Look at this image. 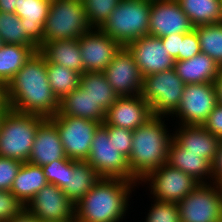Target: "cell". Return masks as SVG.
<instances>
[{"label":"cell","mask_w":222,"mask_h":222,"mask_svg":"<svg viewBox=\"0 0 222 222\" xmlns=\"http://www.w3.org/2000/svg\"><path fill=\"white\" fill-rule=\"evenodd\" d=\"M10 109L50 118L59 110V99L51 90L47 61L39 52L24 64L6 86Z\"/></svg>","instance_id":"cell-1"},{"label":"cell","mask_w":222,"mask_h":222,"mask_svg":"<svg viewBox=\"0 0 222 222\" xmlns=\"http://www.w3.org/2000/svg\"><path fill=\"white\" fill-rule=\"evenodd\" d=\"M135 184L130 180L101 178L74 205L75 222H122Z\"/></svg>","instance_id":"cell-2"},{"label":"cell","mask_w":222,"mask_h":222,"mask_svg":"<svg viewBox=\"0 0 222 222\" xmlns=\"http://www.w3.org/2000/svg\"><path fill=\"white\" fill-rule=\"evenodd\" d=\"M153 116L133 131L132 148L128 160L130 172L141 181L150 171L167 163L173 133H169L164 119Z\"/></svg>","instance_id":"cell-3"},{"label":"cell","mask_w":222,"mask_h":222,"mask_svg":"<svg viewBox=\"0 0 222 222\" xmlns=\"http://www.w3.org/2000/svg\"><path fill=\"white\" fill-rule=\"evenodd\" d=\"M151 0H120L99 28L121 46L149 35Z\"/></svg>","instance_id":"cell-4"},{"label":"cell","mask_w":222,"mask_h":222,"mask_svg":"<svg viewBox=\"0 0 222 222\" xmlns=\"http://www.w3.org/2000/svg\"><path fill=\"white\" fill-rule=\"evenodd\" d=\"M45 119L35 114L8 109L0 127V157L27 162L39 124Z\"/></svg>","instance_id":"cell-5"},{"label":"cell","mask_w":222,"mask_h":222,"mask_svg":"<svg viewBox=\"0 0 222 222\" xmlns=\"http://www.w3.org/2000/svg\"><path fill=\"white\" fill-rule=\"evenodd\" d=\"M91 29L82 0H53L44 25L43 44L78 39Z\"/></svg>","instance_id":"cell-6"},{"label":"cell","mask_w":222,"mask_h":222,"mask_svg":"<svg viewBox=\"0 0 222 222\" xmlns=\"http://www.w3.org/2000/svg\"><path fill=\"white\" fill-rule=\"evenodd\" d=\"M185 85L172 68L145 76L141 95L154 116L168 118L178 108Z\"/></svg>","instance_id":"cell-7"},{"label":"cell","mask_w":222,"mask_h":222,"mask_svg":"<svg viewBox=\"0 0 222 222\" xmlns=\"http://www.w3.org/2000/svg\"><path fill=\"white\" fill-rule=\"evenodd\" d=\"M101 178L123 179L139 184L130 172L127 158L119 152L109 138L108 130L101 124L94 133L90 153L86 160Z\"/></svg>","instance_id":"cell-8"},{"label":"cell","mask_w":222,"mask_h":222,"mask_svg":"<svg viewBox=\"0 0 222 222\" xmlns=\"http://www.w3.org/2000/svg\"><path fill=\"white\" fill-rule=\"evenodd\" d=\"M180 222H219L222 214V187L199 183L178 203Z\"/></svg>","instance_id":"cell-9"},{"label":"cell","mask_w":222,"mask_h":222,"mask_svg":"<svg viewBox=\"0 0 222 222\" xmlns=\"http://www.w3.org/2000/svg\"><path fill=\"white\" fill-rule=\"evenodd\" d=\"M49 119L59 132L66 157L86 161L94 133L101 123L73 116H52Z\"/></svg>","instance_id":"cell-10"},{"label":"cell","mask_w":222,"mask_h":222,"mask_svg":"<svg viewBox=\"0 0 222 222\" xmlns=\"http://www.w3.org/2000/svg\"><path fill=\"white\" fill-rule=\"evenodd\" d=\"M144 182V183H143ZM148 184L153 200L178 203L188 195L199 182L185 172L164 164L150 171L140 182Z\"/></svg>","instance_id":"cell-11"},{"label":"cell","mask_w":222,"mask_h":222,"mask_svg":"<svg viewBox=\"0 0 222 222\" xmlns=\"http://www.w3.org/2000/svg\"><path fill=\"white\" fill-rule=\"evenodd\" d=\"M216 104L214 83L186 84L181 102L171 117L179 118V125H203Z\"/></svg>","instance_id":"cell-12"},{"label":"cell","mask_w":222,"mask_h":222,"mask_svg":"<svg viewBox=\"0 0 222 222\" xmlns=\"http://www.w3.org/2000/svg\"><path fill=\"white\" fill-rule=\"evenodd\" d=\"M74 205L58 186L48 183L25 205L42 222H75Z\"/></svg>","instance_id":"cell-13"},{"label":"cell","mask_w":222,"mask_h":222,"mask_svg":"<svg viewBox=\"0 0 222 222\" xmlns=\"http://www.w3.org/2000/svg\"><path fill=\"white\" fill-rule=\"evenodd\" d=\"M103 72L118 96L142 93L144 77L127 47L120 48Z\"/></svg>","instance_id":"cell-14"},{"label":"cell","mask_w":222,"mask_h":222,"mask_svg":"<svg viewBox=\"0 0 222 222\" xmlns=\"http://www.w3.org/2000/svg\"><path fill=\"white\" fill-rule=\"evenodd\" d=\"M193 29L177 0H151L149 35L161 38L171 34H186Z\"/></svg>","instance_id":"cell-15"},{"label":"cell","mask_w":222,"mask_h":222,"mask_svg":"<svg viewBox=\"0 0 222 222\" xmlns=\"http://www.w3.org/2000/svg\"><path fill=\"white\" fill-rule=\"evenodd\" d=\"M122 46L103 33L92 28L79 38V49L85 72H103Z\"/></svg>","instance_id":"cell-16"},{"label":"cell","mask_w":222,"mask_h":222,"mask_svg":"<svg viewBox=\"0 0 222 222\" xmlns=\"http://www.w3.org/2000/svg\"><path fill=\"white\" fill-rule=\"evenodd\" d=\"M126 47L143 77L174 68L175 60L167 53L160 37L145 35Z\"/></svg>","instance_id":"cell-17"},{"label":"cell","mask_w":222,"mask_h":222,"mask_svg":"<svg viewBox=\"0 0 222 222\" xmlns=\"http://www.w3.org/2000/svg\"><path fill=\"white\" fill-rule=\"evenodd\" d=\"M153 116L150 105L143 99L141 94L119 96L106 111L105 120L102 125L126 128L134 131Z\"/></svg>","instance_id":"cell-18"},{"label":"cell","mask_w":222,"mask_h":222,"mask_svg":"<svg viewBox=\"0 0 222 222\" xmlns=\"http://www.w3.org/2000/svg\"><path fill=\"white\" fill-rule=\"evenodd\" d=\"M173 140L185 149V153H200L212 165L222 143L220 138L202 125H179V128L173 131Z\"/></svg>","instance_id":"cell-19"},{"label":"cell","mask_w":222,"mask_h":222,"mask_svg":"<svg viewBox=\"0 0 222 222\" xmlns=\"http://www.w3.org/2000/svg\"><path fill=\"white\" fill-rule=\"evenodd\" d=\"M59 159L68 158L55 124L49 118H45L38 126L27 162L42 167Z\"/></svg>","instance_id":"cell-20"},{"label":"cell","mask_w":222,"mask_h":222,"mask_svg":"<svg viewBox=\"0 0 222 222\" xmlns=\"http://www.w3.org/2000/svg\"><path fill=\"white\" fill-rule=\"evenodd\" d=\"M51 2L48 0H18L15 14L21 19L27 37L40 48L43 45L44 25Z\"/></svg>","instance_id":"cell-21"},{"label":"cell","mask_w":222,"mask_h":222,"mask_svg":"<svg viewBox=\"0 0 222 222\" xmlns=\"http://www.w3.org/2000/svg\"><path fill=\"white\" fill-rule=\"evenodd\" d=\"M167 164L189 174L199 183H213V165L200 153H185L174 140L169 146Z\"/></svg>","instance_id":"cell-22"},{"label":"cell","mask_w":222,"mask_h":222,"mask_svg":"<svg viewBox=\"0 0 222 222\" xmlns=\"http://www.w3.org/2000/svg\"><path fill=\"white\" fill-rule=\"evenodd\" d=\"M101 177L87 161L67 159V177L62 190L76 204Z\"/></svg>","instance_id":"cell-23"},{"label":"cell","mask_w":222,"mask_h":222,"mask_svg":"<svg viewBox=\"0 0 222 222\" xmlns=\"http://www.w3.org/2000/svg\"><path fill=\"white\" fill-rule=\"evenodd\" d=\"M220 68L211 57L202 52L188 60L174 63L175 72L185 84L213 83Z\"/></svg>","instance_id":"cell-24"},{"label":"cell","mask_w":222,"mask_h":222,"mask_svg":"<svg viewBox=\"0 0 222 222\" xmlns=\"http://www.w3.org/2000/svg\"><path fill=\"white\" fill-rule=\"evenodd\" d=\"M105 114L106 112L95 104L84 89L78 86L59 100L58 113L53 116H73L97 121L102 124L105 120Z\"/></svg>","instance_id":"cell-25"},{"label":"cell","mask_w":222,"mask_h":222,"mask_svg":"<svg viewBox=\"0 0 222 222\" xmlns=\"http://www.w3.org/2000/svg\"><path fill=\"white\" fill-rule=\"evenodd\" d=\"M39 52L48 63L57 64L84 74L82 57L79 49V38L72 40H55L44 43Z\"/></svg>","instance_id":"cell-26"},{"label":"cell","mask_w":222,"mask_h":222,"mask_svg":"<svg viewBox=\"0 0 222 222\" xmlns=\"http://www.w3.org/2000/svg\"><path fill=\"white\" fill-rule=\"evenodd\" d=\"M48 184L43 168L23 162L10 191L26 205L31 198Z\"/></svg>","instance_id":"cell-27"},{"label":"cell","mask_w":222,"mask_h":222,"mask_svg":"<svg viewBox=\"0 0 222 222\" xmlns=\"http://www.w3.org/2000/svg\"><path fill=\"white\" fill-rule=\"evenodd\" d=\"M79 86L105 112L119 97L110 86L104 72H85L80 76Z\"/></svg>","instance_id":"cell-28"},{"label":"cell","mask_w":222,"mask_h":222,"mask_svg":"<svg viewBox=\"0 0 222 222\" xmlns=\"http://www.w3.org/2000/svg\"><path fill=\"white\" fill-rule=\"evenodd\" d=\"M35 52L34 47L3 44L0 48V81L7 86Z\"/></svg>","instance_id":"cell-29"},{"label":"cell","mask_w":222,"mask_h":222,"mask_svg":"<svg viewBox=\"0 0 222 222\" xmlns=\"http://www.w3.org/2000/svg\"><path fill=\"white\" fill-rule=\"evenodd\" d=\"M177 1L194 27L222 22L221 0Z\"/></svg>","instance_id":"cell-30"},{"label":"cell","mask_w":222,"mask_h":222,"mask_svg":"<svg viewBox=\"0 0 222 222\" xmlns=\"http://www.w3.org/2000/svg\"><path fill=\"white\" fill-rule=\"evenodd\" d=\"M80 76L69 68L47 62L48 81L51 90L59 100L79 86Z\"/></svg>","instance_id":"cell-31"},{"label":"cell","mask_w":222,"mask_h":222,"mask_svg":"<svg viewBox=\"0 0 222 222\" xmlns=\"http://www.w3.org/2000/svg\"><path fill=\"white\" fill-rule=\"evenodd\" d=\"M197 32L201 52L211 57L222 67V22L194 27Z\"/></svg>","instance_id":"cell-32"},{"label":"cell","mask_w":222,"mask_h":222,"mask_svg":"<svg viewBox=\"0 0 222 222\" xmlns=\"http://www.w3.org/2000/svg\"><path fill=\"white\" fill-rule=\"evenodd\" d=\"M0 39L3 44H17L39 48L27 37L21 19L15 13L0 11Z\"/></svg>","instance_id":"cell-33"},{"label":"cell","mask_w":222,"mask_h":222,"mask_svg":"<svg viewBox=\"0 0 222 222\" xmlns=\"http://www.w3.org/2000/svg\"><path fill=\"white\" fill-rule=\"evenodd\" d=\"M120 0H82L87 19L92 28H100Z\"/></svg>","instance_id":"cell-34"},{"label":"cell","mask_w":222,"mask_h":222,"mask_svg":"<svg viewBox=\"0 0 222 222\" xmlns=\"http://www.w3.org/2000/svg\"><path fill=\"white\" fill-rule=\"evenodd\" d=\"M145 219V222H180L179 206L175 202L154 200Z\"/></svg>","instance_id":"cell-35"},{"label":"cell","mask_w":222,"mask_h":222,"mask_svg":"<svg viewBox=\"0 0 222 222\" xmlns=\"http://www.w3.org/2000/svg\"><path fill=\"white\" fill-rule=\"evenodd\" d=\"M25 209V205L11 192L0 190V222H8Z\"/></svg>","instance_id":"cell-36"},{"label":"cell","mask_w":222,"mask_h":222,"mask_svg":"<svg viewBox=\"0 0 222 222\" xmlns=\"http://www.w3.org/2000/svg\"><path fill=\"white\" fill-rule=\"evenodd\" d=\"M108 130L109 138H113L114 145L127 159L132 148L133 131L126 128L103 125Z\"/></svg>","instance_id":"cell-37"},{"label":"cell","mask_w":222,"mask_h":222,"mask_svg":"<svg viewBox=\"0 0 222 222\" xmlns=\"http://www.w3.org/2000/svg\"><path fill=\"white\" fill-rule=\"evenodd\" d=\"M22 164L17 159L0 157V190L10 191Z\"/></svg>","instance_id":"cell-38"},{"label":"cell","mask_w":222,"mask_h":222,"mask_svg":"<svg viewBox=\"0 0 222 222\" xmlns=\"http://www.w3.org/2000/svg\"><path fill=\"white\" fill-rule=\"evenodd\" d=\"M48 183L63 188L67 177V159L54 160L50 164L42 166Z\"/></svg>","instance_id":"cell-39"},{"label":"cell","mask_w":222,"mask_h":222,"mask_svg":"<svg viewBox=\"0 0 222 222\" xmlns=\"http://www.w3.org/2000/svg\"><path fill=\"white\" fill-rule=\"evenodd\" d=\"M201 53V47L197 32L193 29L191 32L183 34V41L180 46V60H188Z\"/></svg>","instance_id":"cell-40"},{"label":"cell","mask_w":222,"mask_h":222,"mask_svg":"<svg viewBox=\"0 0 222 222\" xmlns=\"http://www.w3.org/2000/svg\"><path fill=\"white\" fill-rule=\"evenodd\" d=\"M207 131L222 140V105L217 103L202 125Z\"/></svg>","instance_id":"cell-41"},{"label":"cell","mask_w":222,"mask_h":222,"mask_svg":"<svg viewBox=\"0 0 222 222\" xmlns=\"http://www.w3.org/2000/svg\"><path fill=\"white\" fill-rule=\"evenodd\" d=\"M167 53L175 60L180 61V46L183 41V34H171L169 36L161 37Z\"/></svg>","instance_id":"cell-42"},{"label":"cell","mask_w":222,"mask_h":222,"mask_svg":"<svg viewBox=\"0 0 222 222\" xmlns=\"http://www.w3.org/2000/svg\"><path fill=\"white\" fill-rule=\"evenodd\" d=\"M213 183L222 187V143L213 163Z\"/></svg>","instance_id":"cell-43"},{"label":"cell","mask_w":222,"mask_h":222,"mask_svg":"<svg viewBox=\"0 0 222 222\" xmlns=\"http://www.w3.org/2000/svg\"><path fill=\"white\" fill-rule=\"evenodd\" d=\"M8 222H42L33 214L24 209L19 215H16Z\"/></svg>","instance_id":"cell-44"},{"label":"cell","mask_w":222,"mask_h":222,"mask_svg":"<svg viewBox=\"0 0 222 222\" xmlns=\"http://www.w3.org/2000/svg\"><path fill=\"white\" fill-rule=\"evenodd\" d=\"M213 83H214L215 90H216L217 103L222 105V67L220 68Z\"/></svg>","instance_id":"cell-45"},{"label":"cell","mask_w":222,"mask_h":222,"mask_svg":"<svg viewBox=\"0 0 222 222\" xmlns=\"http://www.w3.org/2000/svg\"><path fill=\"white\" fill-rule=\"evenodd\" d=\"M8 109L7 88L6 85L0 81V111H7Z\"/></svg>","instance_id":"cell-46"},{"label":"cell","mask_w":222,"mask_h":222,"mask_svg":"<svg viewBox=\"0 0 222 222\" xmlns=\"http://www.w3.org/2000/svg\"><path fill=\"white\" fill-rule=\"evenodd\" d=\"M18 0H0V11L14 13Z\"/></svg>","instance_id":"cell-47"},{"label":"cell","mask_w":222,"mask_h":222,"mask_svg":"<svg viewBox=\"0 0 222 222\" xmlns=\"http://www.w3.org/2000/svg\"><path fill=\"white\" fill-rule=\"evenodd\" d=\"M5 112L6 111H0V127H1V123H2Z\"/></svg>","instance_id":"cell-48"},{"label":"cell","mask_w":222,"mask_h":222,"mask_svg":"<svg viewBox=\"0 0 222 222\" xmlns=\"http://www.w3.org/2000/svg\"><path fill=\"white\" fill-rule=\"evenodd\" d=\"M2 45H3V42H2V40L0 39V48H1Z\"/></svg>","instance_id":"cell-49"}]
</instances>
